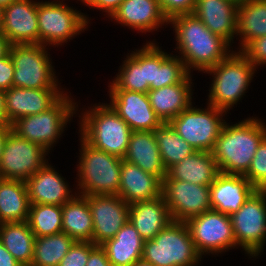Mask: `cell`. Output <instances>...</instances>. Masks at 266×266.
Returning a JSON list of instances; mask_svg holds the SVG:
<instances>
[{
    "label": "cell",
    "instance_id": "cell-1",
    "mask_svg": "<svg viewBox=\"0 0 266 266\" xmlns=\"http://www.w3.org/2000/svg\"><path fill=\"white\" fill-rule=\"evenodd\" d=\"M169 24L175 30L178 56L190 74L193 68L205 73L232 52L231 45L212 33L193 13L174 16Z\"/></svg>",
    "mask_w": 266,
    "mask_h": 266
},
{
    "label": "cell",
    "instance_id": "cell-2",
    "mask_svg": "<svg viewBox=\"0 0 266 266\" xmlns=\"http://www.w3.org/2000/svg\"><path fill=\"white\" fill-rule=\"evenodd\" d=\"M265 136L266 125L257 117L225 123L212 151L220 172L244 176Z\"/></svg>",
    "mask_w": 266,
    "mask_h": 266
},
{
    "label": "cell",
    "instance_id": "cell-3",
    "mask_svg": "<svg viewBox=\"0 0 266 266\" xmlns=\"http://www.w3.org/2000/svg\"><path fill=\"white\" fill-rule=\"evenodd\" d=\"M81 138L95 149L124 158L132 134L128 124L109 104H95L82 113Z\"/></svg>",
    "mask_w": 266,
    "mask_h": 266
},
{
    "label": "cell",
    "instance_id": "cell-4",
    "mask_svg": "<svg viewBox=\"0 0 266 266\" xmlns=\"http://www.w3.org/2000/svg\"><path fill=\"white\" fill-rule=\"evenodd\" d=\"M256 69L240 51L232 50L225 59L205 72L214 78L207 104L228 112L246 93Z\"/></svg>",
    "mask_w": 266,
    "mask_h": 266
},
{
    "label": "cell",
    "instance_id": "cell-5",
    "mask_svg": "<svg viewBox=\"0 0 266 266\" xmlns=\"http://www.w3.org/2000/svg\"><path fill=\"white\" fill-rule=\"evenodd\" d=\"M78 167L80 195H118L122 158L93 148L81 137ZM81 189V190H80Z\"/></svg>",
    "mask_w": 266,
    "mask_h": 266
},
{
    "label": "cell",
    "instance_id": "cell-6",
    "mask_svg": "<svg viewBox=\"0 0 266 266\" xmlns=\"http://www.w3.org/2000/svg\"><path fill=\"white\" fill-rule=\"evenodd\" d=\"M142 259L154 266H196L202 259L185 222L171 221L152 240H146Z\"/></svg>",
    "mask_w": 266,
    "mask_h": 266
},
{
    "label": "cell",
    "instance_id": "cell-7",
    "mask_svg": "<svg viewBox=\"0 0 266 266\" xmlns=\"http://www.w3.org/2000/svg\"><path fill=\"white\" fill-rule=\"evenodd\" d=\"M72 99L65 94L47 111L21 117L11 128L20 137L44 147L49 152L61 137L67 123L77 113L75 111L78 105Z\"/></svg>",
    "mask_w": 266,
    "mask_h": 266
},
{
    "label": "cell",
    "instance_id": "cell-8",
    "mask_svg": "<svg viewBox=\"0 0 266 266\" xmlns=\"http://www.w3.org/2000/svg\"><path fill=\"white\" fill-rule=\"evenodd\" d=\"M46 49L48 48L41 44H11L9 54L15 69L13 87H60Z\"/></svg>",
    "mask_w": 266,
    "mask_h": 266
},
{
    "label": "cell",
    "instance_id": "cell-9",
    "mask_svg": "<svg viewBox=\"0 0 266 266\" xmlns=\"http://www.w3.org/2000/svg\"><path fill=\"white\" fill-rule=\"evenodd\" d=\"M192 105L169 124L196 151L212 152L226 123L222 118L227 112L209 104L205 110Z\"/></svg>",
    "mask_w": 266,
    "mask_h": 266
},
{
    "label": "cell",
    "instance_id": "cell-10",
    "mask_svg": "<svg viewBox=\"0 0 266 266\" xmlns=\"http://www.w3.org/2000/svg\"><path fill=\"white\" fill-rule=\"evenodd\" d=\"M86 16L63 2H37L39 44L56 47L68 42L87 29Z\"/></svg>",
    "mask_w": 266,
    "mask_h": 266
},
{
    "label": "cell",
    "instance_id": "cell-11",
    "mask_svg": "<svg viewBox=\"0 0 266 266\" xmlns=\"http://www.w3.org/2000/svg\"><path fill=\"white\" fill-rule=\"evenodd\" d=\"M230 219L236 247L251 257L259 256L266 243V191L257 189Z\"/></svg>",
    "mask_w": 266,
    "mask_h": 266
},
{
    "label": "cell",
    "instance_id": "cell-12",
    "mask_svg": "<svg viewBox=\"0 0 266 266\" xmlns=\"http://www.w3.org/2000/svg\"><path fill=\"white\" fill-rule=\"evenodd\" d=\"M46 155L44 147L20 137L9 126L0 157V178L26 181L48 162Z\"/></svg>",
    "mask_w": 266,
    "mask_h": 266
},
{
    "label": "cell",
    "instance_id": "cell-13",
    "mask_svg": "<svg viewBox=\"0 0 266 266\" xmlns=\"http://www.w3.org/2000/svg\"><path fill=\"white\" fill-rule=\"evenodd\" d=\"M198 253L217 254L236 247L229 215L206 211L185 222Z\"/></svg>",
    "mask_w": 266,
    "mask_h": 266
},
{
    "label": "cell",
    "instance_id": "cell-14",
    "mask_svg": "<svg viewBox=\"0 0 266 266\" xmlns=\"http://www.w3.org/2000/svg\"><path fill=\"white\" fill-rule=\"evenodd\" d=\"M162 195L172 221L186 222L212 210L210 186L180 180H163Z\"/></svg>",
    "mask_w": 266,
    "mask_h": 266
},
{
    "label": "cell",
    "instance_id": "cell-15",
    "mask_svg": "<svg viewBox=\"0 0 266 266\" xmlns=\"http://www.w3.org/2000/svg\"><path fill=\"white\" fill-rule=\"evenodd\" d=\"M88 204L93 218L92 242L101 245L114 238L129 220L130 205L119 195H88Z\"/></svg>",
    "mask_w": 266,
    "mask_h": 266
},
{
    "label": "cell",
    "instance_id": "cell-16",
    "mask_svg": "<svg viewBox=\"0 0 266 266\" xmlns=\"http://www.w3.org/2000/svg\"><path fill=\"white\" fill-rule=\"evenodd\" d=\"M0 31L11 44H39L37 2L16 0L4 7Z\"/></svg>",
    "mask_w": 266,
    "mask_h": 266
},
{
    "label": "cell",
    "instance_id": "cell-17",
    "mask_svg": "<svg viewBox=\"0 0 266 266\" xmlns=\"http://www.w3.org/2000/svg\"><path fill=\"white\" fill-rule=\"evenodd\" d=\"M112 109L132 131H154L163 123L156 116L148 94L129 90H109Z\"/></svg>",
    "mask_w": 266,
    "mask_h": 266
},
{
    "label": "cell",
    "instance_id": "cell-18",
    "mask_svg": "<svg viewBox=\"0 0 266 266\" xmlns=\"http://www.w3.org/2000/svg\"><path fill=\"white\" fill-rule=\"evenodd\" d=\"M4 94L7 122L11 126L21 117L47 111L67 92L64 93L61 88L31 89L11 87L4 91Z\"/></svg>",
    "mask_w": 266,
    "mask_h": 266
},
{
    "label": "cell",
    "instance_id": "cell-19",
    "mask_svg": "<svg viewBox=\"0 0 266 266\" xmlns=\"http://www.w3.org/2000/svg\"><path fill=\"white\" fill-rule=\"evenodd\" d=\"M144 75L150 90L182 83L189 75L183 60L167 54L156 43L144 45Z\"/></svg>",
    "mask_w": 266,
    "mask_h": 266
},
{
    "label": "cell",
    "instance_id": "cell-20",
    "mask_svg": "<svg viewBox=\"0 0 266 266\" xmlns=\"http://www.w3.org/2000/svg\"><path fill=\"white\" fill-rule=\"evenodd\" d=\"M256 190L243 175L220 173L210 185L212 210L230 216L237 212Z\"/></svg>",
    "mask_w": 266,
    "mask_h": 266
},
{
    "label": "cell",
    "instance_id": "cell-21",
    "mask_svg": "<svg viewBox=\"0 0 266 266\" xmlns=\"http://www.w3.org/2000/svg\"><path fill=\"white\" fill-rule=\"evenodd\" d=\"M65 179L48 162L25 181L30 204L60 205L74 195Z\"/></svg>",
    "mask_w": 266,
    "mask_h": 266
},
{
    "label": "cell",
    "instance_id": "cell-22",
    "mask_svg": "<svg viewBox=\"0 0 266 266\" xmlns=\"http://www.w3.org/2000/svg\"><path fill=\"white\" fill-rule=\"evenodd\" d=\"M237 12L238 5L231 0H197L193 14L232 45L237 37Z\"/></svg>",
    "mask_w": 266,
    "mask_h": 266
},
{
    "label": "cell",
    "instance_id": "cell-23",
    "mask_svg": "<svg viewBox=\"0 0 266 266\" xmlns=\"http://www.w3.org/2000/svg\"><path fill=\"white\" fill-rule=\"evenodd\" d=\"M111 18L142 33L157 31L162 24H169L159 0H124Z\"/></svg>",
    "mask_w": 266,
    "mask_h": 266
},
{
    "label": "cell",
    "instance_id": "cell-24",
    "mask_svg": "<svg viewBox=\"0 0 266 266\" xmlns=\"http://www.w3.org/2000/svg\"><path fill=\"white\" fill-rule=\"evenodd\" d=\"M162 187L158 177L122 159L118 195L127 204L156 199L162 196Z\"/></svg>",
    "mask_w": 266,
    "mask_h": 266
},
{
    "label": "cell",
    "instance_id": "cell-25",
    "mask_svg": "<svg viewBox=\"0 0 266 266\" xmlns=\"http://www.w3.org/2000/svg\"><path fill=\"white\" fill-rule=\"evenodd\" d=\"M123 160L139 166L162 182L167 175L154 131H132Z\"/></svg>",
    "mask_w": 266,
    "mask_h": 266
},
{
    "label": "cell",
    "instance_id": "cell-26",
    "mask_svg": "<svg viewBox=\"0 0 266 266\" xmlns=\"http://www.w3.org/2000/svg\"><path fill=\"white\" fill-rule=\"evenodd\" d=\"M191 84L190 74L182 83L148 91L150 104L162 123H169L192 104Z\"/></svg>",
    "mask_w": 266,
    "mask_h": 266
},
{
    "label": "cell",
    "instance_id": "cell-27",
    "mask_svg": "<svg viewBox=\"0 0 266 266\" xmlns=\"http://www.w3.org/2000/svg\"><path fill=\"white\" fill-rule=\"evenodd\" d=\"M220 173L212 152L196 151L169 167L164 180L210 186Z\"/></svg>",
    "mask_w": 266,
    "mask_h": 266
},
{
    "label": "cell",
    "instance_id": "cell-28",
    "mask_svg": "<svg viewBox=\"0 0 266 266\" xmlns=\"http://www.w3.org/2000/svg\"><path fill=\"white\" fill-rule=\"evenodd\" d=\"M129 221L146 241L152 240L171 221V215L162 196L130 204Z\"/></svg>",
    "mask_w": 266,
    "mask_h": 266
},
{
    "label": "cell",
    "instance_id": "cell-29",
    "mask_svg": "<svg viewBox=\"0 0 266 266\" xmlns=\"http://www.w3.org/2000/svg\"><path fill=\"white\" fill-rule=\"evenodd\" d=\"M145 240L128 220L114 238L100 246L105 250L111 266H131L142 258Z\"/></svg>",
    "mask_w": 266,
    "mask_h": 266
},
{
    "label": "cell",
    "instance_id": "cell-30",
    "mask_svg": "<svg viewBox=\"0 0 266 266\" xmlns=\"http://www.w3.org/2000/svg\"><path fill=\"white\" fill-rule=\"evenodd\" d=\"M75 196L62 205V231L74 241L92 242L93 218L86 196Z\"/></svg>",
    "mask_w": 266,
    "mask_h": 266
},
{
    "label": "cell",
    "instance_id": "cell-31",
    "mask_svg": "<svg viewBox=\"0 0 266 266\" xmlns=\"http://www.w3.org/2000/svg\"><path fill=\"white\" fill-rule=\"evenodd\" d=\"M30 201L23 180L2 179L0 181V224L27 221Z\"/></svg>",
    "mask_w": 266,
    "mask_h": 266
},
{
    "label": "cell",
    "instance_id": "cell-32",
    "mask_svg": "<svg viewBox=\"0 0 266 266\" xmlns=\"http://www.w3.org/2000/svg\"><path fill=\"white\" fill-rule=\"evenodd\" d=\"M35 238L27 221L0 224V242L23 266H31Z\"/></svg>",
    "mask_w": 266,
    "mask_h": 266
},
{
    "label": "cell",
    "instance_id": "cell-33",
    "mask_svg": "<svg viewBox=\"0 0 266 266\" xmlns=\"http://www.w3.org/2000/svg\"><path fill=\"white\" fill-rule=\"evenodd\" d=\"M237 35L241 51L250 41L266 36V0H247L238 5Z\"/></svg>",
    "mask_w": 266,
    "mask_h": 266
},
{
    "label": "cell",
    "instance_id": "cell-34",
    "mask_svg": "<svg viewBox=\"0 0 266 266\" xmlns=\"http://www.w3.org/2000/svg\"><path fill=\"white\" fill-rule=\"evenodd\" d=\"M124 60L123 65L112 83L109 90H129L147 94L150 90L144 75V46L132 51Z\"/></svg>",
    "mask_w": 266,
    "mask_h": 266
},
{
    "label": "cell",
    "instance_id": "cell-35",
    "mask_svg": "<svg viewBox=\"0 0 266 266\" xmlns=\"http://www.w3.org/2000/svg\"><path fill=\"white\" fill-rule=\"evenodd\" d=\"M74 242L64 232L36 237L31 266H58Z\"/></svg>",
    "mask_w": 266,
    "mask_h": 266
},
{
    "label": "cell",
    "instance_id": "cell-36",
    "mask_svg": "<svg viewBox=\"0 0 266 266\" xmlns=\"http://www.w3.org/2000/svg\"><path fill=\"white\" fill-rule=\"evenodd\" d=\"M162 162L166 169L196 152L169 123L154 130Z\"/></svg>",
    "mask_w": 266,
    "mask_h": 266
},
{
    "label": "cell",
    "instance_id": "cell-37",
    "mask_svg": "<svg viewBox=\"0 0 266 266\" xmlns=\"http://www.w3.org/2000/svg\"><path fill=\"white\" fill-rule=\"evenodd\" d=\"M28 225L35 237L50 236L62 231V206L30 204Z\"/></svg>",
    "mask_w": 266,
    "mask_h": 266
},
{
    "label": "cell",
    "instance_id": "cell-38",
    "mask_svg": "<svg viewBox=\"0 0 266 266\" xmlns=\"http://www.w3.org/2000/svg\"><path fill=\"white\" fill-rule=\"evenodd\" d=\"M244 176L256 189H266V136L258 145L251 166Z\"/></svg>",
    "mask_w": 266,
    "mask_h": 266
},
{
    "label": "cell",
    "instance_id": "cell-39",
    "mask_svg": "<svg viewBox=\"0 0 266 266\" xmlns=\"http://www.w3.org/2000/svg\"><path fill=\"white\" fill-rule=\"evenodd\" d=\"M97 246L93 242L75 241L58 266H86L89 254Z\"/></svg>",
    "mask_w": 266,
    "mask_h": 266
},
{
    "label": "cell",
    "instance_id": "cell-40",
    "mask_svg": "<svg viewBox=\"0 0 266 266\" xmlns=\"http://www.w3.org/2000/svg\"><path fill=\"white\" fill-rule=\"evenodd\" d=\"M240 52L255 67L266 64V36L250 41Z\"/></svg>",
    "mask_w": 266,
    "mask_h": 266
},
{
    "label": "cell",
    "instance_id": "cell-41",
    "mask_svg": "<svg viewBox=\"0 0 266 266\" xmlns=\"http://www.w3.org/2000/svg\"><path fill=\"white\" fill-rule=\"evenodd\" d=\"M197 0H159L163 14L168 20L177 15L192 14Z\"/></svg>",
    "mask_w": 266,
    "mask_h": 266
},
{
    "label": "cell",
    "instance_id": "cell-42",
    "mask_svg": "<svg viewBox=\"0 0 266 266\" xmlns=\"http://www.w3.org/2000/svg\"><path fill=\"white\" fill-rule=\"evenodd\" d=\"M14 64L11 56L8 53L6 56L0 58V90L6 91L13 87L14 79Z\"/></svg>",
    "mask_w": 266,
    "mask_h": 266
},
{
    "label": "cell",
    "instance_id": "cell-43",
    "mask_svg": "<svg viewBox=\"0 0 266 266\" xmlns=\"http://www.w3.org/2000/svg\"><path fill=\"white\" fill-rule=\"evenodd\" d=\"M123 1L124 0H87L86 6H91V8H96L100 11L103 10L110 18Z\"/></svg>",
    "mask_w": 266,
    "mask_h": 266
},
{
    "label": "cell",
    "instance_id": "cell-44",
    "mask_svg": "<svg viewBox=\"0 0 266 266\" xmlns=\"http://www.w3.org/2000/svg\"><path fill=\"white\" fill-rule=\"evenodd\" d=\"M86 266H111L105 250L100 245L89 254Z\"/></svg>",
    "mask_w": 266,
    "mask_h": 266
},
{
    "label": "cell",
    "instance_id": "cell-45",
    "mask_svg": "<svg viewBox=\"0 0 266 266\" xmlns=\"http://www.w3.org/2000/svg\"><path fill=\"white\" fill-rule=\"evenodd\" d=\"M0 266H23L0 242Z\"/></svg>",
    "mask_w": 266,
    "mask_h": 266
},
{
    "label": "cell",
    "instance_id": "cell-46",
    "mask_svg": "<svg viewBox=\"0 0 266 266\" xmlns=\"http://www.w3.org/2000/svg\"><path fill=\"white\" fill-rule=\"evenodd\" d=\"M2 126H10V124L7 122L5 111V94L0 90V127Z\"/></svg>",
    "mask_w": 266,
    "mask_h": 266
},
{
    "label": "cell",
    "instance_id": "cell-47",
    "mask_svg": "<svg viewBox=\"0 0 266 266\" xmlns=\"http://www.w3.org/2000/svg\"><path fill=\"white\" fill-rule=\"evenodd\" d=\"M11 43L0 31V58L9 53Z\"/></svg>",
    "mask_w": 266,
    "mask_h": 266
},
{
    "label": "cell",
    "instance_id": "cell-48",
    "mask_svg": "<svg viewBox=\"0 0 266 266\" xmlns=\"http://www.w3.org/2000/svg\"><path fill=\"white\" fill-rule=\"evenodd\" d=\"M8 134H9V126L0 127V157L2 155L4 143L6 141Z\"/></svg>",
    "mask_w": 266,
    "mask_h": 266
},
{
    "label": "cell",
    "instance_id": "cell-49",
    "mask_svg": "<svg viewBox=\"0 0 266 266\" xmlns=\"http://www.w3.org/2000/svg\"><path fill=\"white\" fill-rule=\"evenodd\" d=\"M131 266H154L151 262L145 261L142 258L137 260L134 264Z\"/></svg>",
    "mask_w": 266,
    "mask_h": 266
},
{
    "label": "cell",
    "instance_id": "cell-50",
    "mask_svg": "<svg viewBox=\"0 0 266 266\" xmlns=\"http://www.w3.org/2000/svg\"><path fill=\"white\" fill-rule=\"evenodd\" d=\"M16 0H0V7L3 9L4 7L8 6L10 3Z\"/></svg>",
    "mask_w": 266,
    "mask_h": 266
},
{
    "label": "cell",
    "instance_id": "cell-51",
    "mask_svg": "<svg viewBox=\"0 0 266 266\" xmlns=\"http://www.w3.org/2000/svg\"><path fill=\"white\" fill-rule=\"evenodd\" d=\"M231 1H233V2H235L237 5H239V4L244 3V2L247 1V0H231Z\"/></svg>",
    "mask_w": 266,
    "mask_h": 266
},
{
    "label": "cell",
    "instance_id": "cell-52",
    "mask_svg": "<svg viewBox=\"0 0 266 266\" xmlns=\"http://www.w3.org/2000/svg\"><path fill=\"white\" fill-rule=\"evenodd\" d=\"M64 1V0H63ZM62 0L61 1H59V0H54V1H52V2H63ZM81 2L82 3H84L85 5H86V3H87V0H81Z\"/></svg>",
    "mask_w": 266,
    "mask_h": 266
},
{
    "label": "cell",
    "instance_id": "cell-53",
    "mask_svg": "<svg viewBox=\"0 0 266 266\" xmlns=\"http://www.w3.org/2000/svg\"><path fill=\"white\" fill-rule=\"evenodd\" d=\"M2 11L3 9L0 7V24H1V19H2Z\"/></svg>",
    "mask_w": 266,
    "mask_h": 266
}]
</instances>
